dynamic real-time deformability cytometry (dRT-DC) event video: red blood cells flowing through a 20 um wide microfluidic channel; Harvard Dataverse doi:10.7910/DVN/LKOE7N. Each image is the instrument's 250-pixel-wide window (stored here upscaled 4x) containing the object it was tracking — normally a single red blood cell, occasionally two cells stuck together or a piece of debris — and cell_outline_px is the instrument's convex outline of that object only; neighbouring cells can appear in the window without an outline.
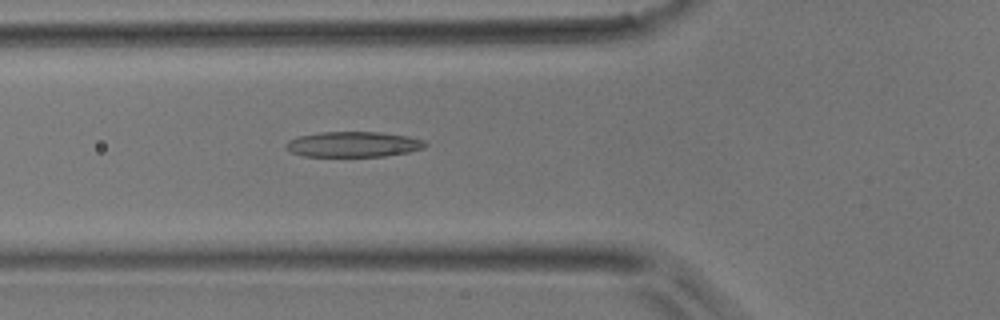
{"species": "common noctule bat (a hibernating species)", "species_latin": "Nyctalus noctula", "temperature_condition": "room temperature", "stored_images_in_passage": 48, "camera_frame_rate_fps": 3000, "um_per_image_px": 0.085, "animal": {"sex": "male", "body_mass_g": 17.9}, "frame": {"image": 1, "passage_image": 17, "time_ms": 5.333, "image_size_px": [1000, 320], "cell_outline_px": [[428, 144], [424, 148], [408, 152], [384, 156], [304, 156], [292, 152], [284, 148], [284, 144], [288, 140], [296, 136], [320, 132], [380, 132], [408, 136], [424, 140]], "centroid_in_image_um": [30.0, 12.26], "position_along_channel_um": 95.8, "area_um2": 20.75}}
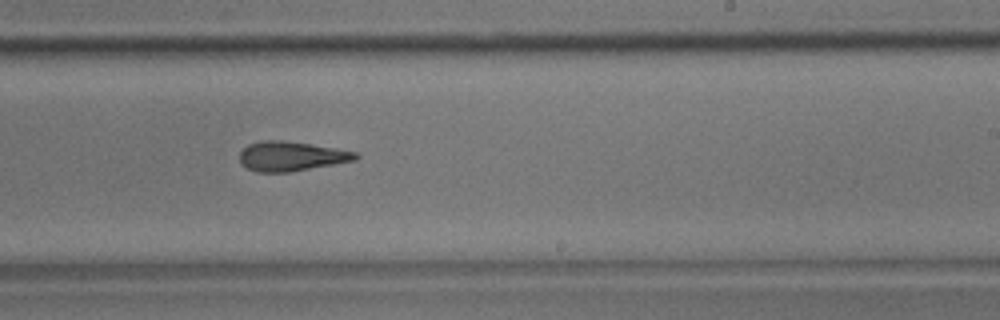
{"frame": {"image": 2, "passage_image": 29, "time_ms": 9.333, "image_size_px": [1000, 320], "cell_outline_px": [[360, 156], [356, 160], [288, 172], [256, 172], [240, 164], [240, 152], [248, 144], [264, 140], [280, 140], [336, 148], [356, 152]], "centroid_in_image_um": [24.73, 13.28], "position_along_channel_um": 264.3, "area_um2": 19.77}}
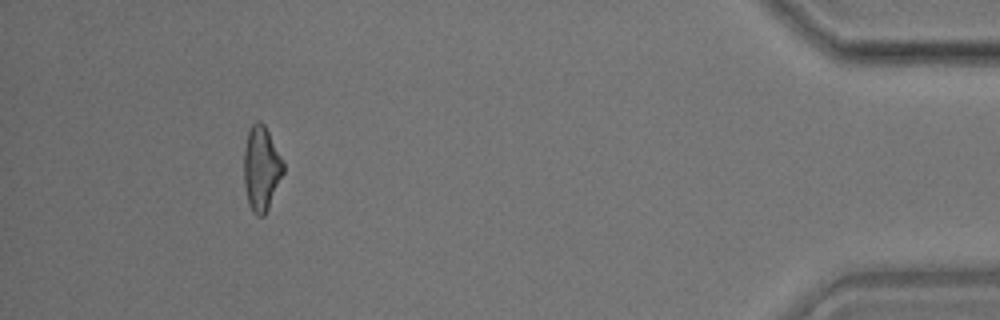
{"frame": {"image": 3, "passage_image": 44, "time_ms": 14.333, "image_size_px": [1000, 320], "cell_outline_px": [[284, 172], [268, 208], [264, 216], [256, 216], [252, 212], [248, 204], [244, 184], [244, 148], [248, 132], [252, 124], [256, 120], [260, 120], [264, 124], [284, 164]], "centroid_in_image_um": [22.19, 14.33], "position_along_channel_um": 413.0, "area_um2": 19.31}}